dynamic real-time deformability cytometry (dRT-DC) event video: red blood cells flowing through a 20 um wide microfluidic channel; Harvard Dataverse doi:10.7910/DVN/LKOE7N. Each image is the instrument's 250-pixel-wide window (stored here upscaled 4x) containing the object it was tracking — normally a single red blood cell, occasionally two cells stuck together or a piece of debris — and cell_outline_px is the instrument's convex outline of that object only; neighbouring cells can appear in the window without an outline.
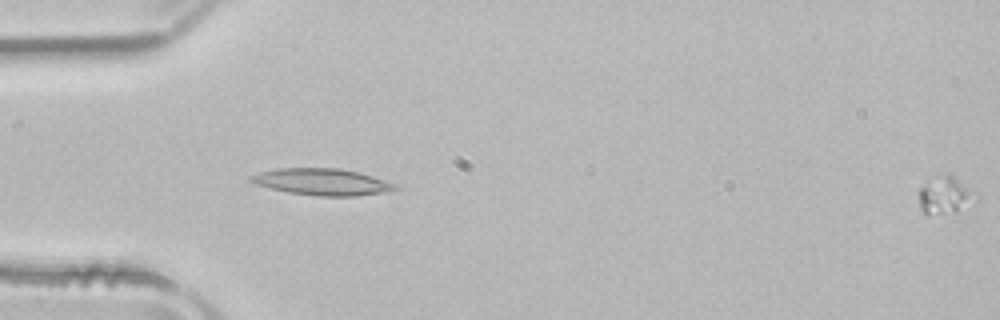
{"species": "common noctule bat (a hibernating species)", "species_latin": "Nyctalus noctula", "temperature_condition": "room temperature", "stored_images_in_passage": 14, "camera_frame_rate_fps": 3000, "um_per_image_px": 0.085, "animal": {"sex": "male", "body_mass_g": 21.5, "forearm_length_mm": 52.0}, "frame": {"image": 1, "passage_image": 14, "time_ms": 4.333, "image_size_px": [1000, 320], "cell_outline_px": [[980, 200], [956, 212], [928, 216], [920, 208], [916, 192], [928, 180], [944, 172], [948, 172], [980, 192]], "centroid_in_image_um": [80.4, 16.58], "position_along_channel_um": 4.6, "area_um2": 13.53}}